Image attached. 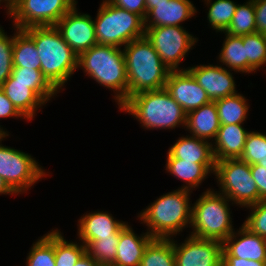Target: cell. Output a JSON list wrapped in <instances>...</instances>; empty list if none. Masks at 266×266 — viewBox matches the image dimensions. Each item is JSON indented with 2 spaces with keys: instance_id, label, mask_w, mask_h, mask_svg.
Returning a JSON list of instances; mask_svg holds the SVG:
<instances>
[{
  "instance_id": "17",
  "label": "cell",
  "mask_w": 266,
  "mask_h": 266,
  "mask_svg": "<svg viewBox=\"0 0 266 266\" xmlns=\"http://www.w3.org/2000/svg\"><path fill=\"white\" fill-rule=\"evenodd\" d=\"M196 7L190 0H169L156 4L144 19L145 27L182 26V22L194 17Z\"/></svg>"
},
{
  "instance_id": "45",
  "label": "cell",
  "mask_w": 266,
  "mask_h": 266,
  "mask_svg": "<svg viewBox=\"0 0 266 266\" xmlns=\"http://www.w3.org/2000/svg\"><path fill=\"white\" fill-rule=\"evenodd\" d=\"M0 194L17 195L8 184L0 177Z\"/></svg>"
},
{
  "instance_id": "32",
  "label": "cell",
  "mask_w": 266,
  "mask_h": 266,
  "mask_svg": "<svg viewBox=\"0 0 266 266\" xmlns=\"http://www.w3.org/2000/svg\"><path fill=\"white\" fill-rule=\"evenodd\" d=\"M208 7L207 20L212 30L225 32L234 16L238 4L232 0H204Z\"/></svg>"
},
{
  "instance_id": "46",
  "label": "cell",
  "mask_w": 266,
  "mask_h": 266,
  "mask_svg": "<svg viewBox=\"0 0 266 266\" xmlns=\"http://www.w3.org/2000/svg\"><path fill=\"white\" fill-rule=\"evenodd\" d=\"M146 1V14L147 12L156 7V4H160L161 2L169 1V0H145Z\"/></svg>"
},
{
  "instance_id": "40",
  "label": "cell",
  "mask_w": 266,
  "mask_h": 266,
  "mask_svg": "<svg viewBox=\"0 0 266 266\" xmlns=\"http://www.w3.org/2000/svg\"><path fill=\"white\" fill-rule=\"evenodd\" d=\"M111 4L123 8L129 12L146 17V1L145 0H108Z\"/></svg>"
},
{
  "instance_id": "23",
  "label": "cell",
  "mask_w": 266,
  "mask_h": 266,
  "mask_svg": "<svg viewBox=\"0 0 266 266\" xmlns=\"http://www.w3.org/2000/svg\"><path fill=\"white\" fill-rule=\"evenodd\" d=\"M168 152L176 159L193 161L198 164H215L212 150V142L195 136H181L168 149Z\"/></svg>"
},
{
  "instance_id": "33",
  "label": "cell",
  "mask_w": 266,
  "mask_h": 266,
  "mask_svg": "<svg viewBox=\"0 0 266 266\" xmlns=\"http://www.w3.org/2000/svg\"><path fill=\"white\" fill-rule=\"evenodd\" d=\"M226 33L233 36H243L257 32L254 0L238 4Z\"/></svg>"
},
{
  "instance_id": "30",
  "label": "cell",
  "mask_w": 266,
  "mask_h": 266,
  "mask_svg": "<svg viewBox=\"0 0 266 266\" xmlns=\"http://www.w3.org/2000/svg\"><path fill=\"white\" fill-rule=\"evenodd\" d=\"M28 254L26 266H55V229L34 242Z\"/></svg>"
},
{
  "instance_id": "42",
  "label": "cell",
  "mask_w": 266,
  "mask_h": 266,
  "mask_svg": "<svg viewBox=\"0 0 266 266\" xmlns=\"http://www.w3.org/2000/svg\"><path fill=\"white\" fill-rule=\"evenodd\" d=\"M222 266H266V261H255L231 256L222 249Z\"/></svg>"
},
{
  "instance_id": "31",
  "label": "cell",
  "mask_w": 266,
  "mask_h": 266,
  "mask_svg": "<svg viewBox=\"0 0 266 266\" xmlns=\"http://www.w3.org/2000/svg\"><path fill=\"white\" fill-rule=\"evenodd\" d=\"M246 51V74L253 73L266 65V35L258 32L243 35Z\"/></svg>"
},
{
  "instance_id": "15",
  "label": "cell",
  "mask_w": 266,
  "mask_h": 266,
  "mask_svg": "<svg viewBox=\"0 0 266 266\" xmlns=\"http://www.w3.org/2000/svg\"><path fill=\"white\" fill-rule=\"evenodd\" d=\"M198 84L207 92L211 101L237 94L236 82L232 70L222 65L200 64L187 67Z\"/></svg>"
},
{
  "instance_id": "26",
  "label": "cell",
  "mask_w": 266,
  "mask_h": 266,
  "mask_svg": "<svg viewBox=\"0 0 266 266\" xmlns=\"http://www.w3.org/2000/svg\"><path fill=\"white\" fill-rule=\"evenodd\" d=\"M13 68H31L41 70L39 54L34 41L17 27H13Z\"/></svg>"
},
{
  "instance_id": "9",
  "label": "cell",
  "mask_w": 266,
  "mask_h": 266,
  "mask_svg": "<svg viewBox=\"0 0 266 266\" xmlns=\"http://www.w3.org/2000/svg\"><path fill=\"white\" fill-rule=\"evenodd\" d=\"M0 138V177L18 195L27 193L40 179L48 176L33 156L21 150L3 146Z\"/></svg>"
},
{
  "instance_id": "7",
  "label": "cell",
  "mask_w": 266,
  "mask_h": 266,
  "mask_svg": "<svg viewBox=\"0 0 266 266\" xmlns=\"http://www.w3.org/2000/svg\"><path fill=\"white\" fill-rule=\"evenodd\" d=\"M97 44L124 47L145 36L144 19L103 0L94 19Z\"/></svg>"
},
{
  "instance_id": "28",
  "label": "cell",
  "mask_w": 266,
  "mask_h": 266,
  "mask_svg": "<svg viewBox=\"0 0 266 266\" xmlns=\"http://www.w3.org/2000/svg\"><path fill=\"white\" fill-rule=\"evenodd\" d=\"M222 48L217 58L228 70L246 73V51L243 46L242 36H233L226 32Z\"/></svg>"
},
{
  "instance_id": "1",
  "label": "cell",
  "mask_w": 266,
  "mask_h": 266,
  "mask_svg": "<svg viewBox=\"0 0 266 266\" xmlns=\"http://www.w3.org/2000/svg\"><path fill=\"white\" fill-rule=\"evenodd\" d=\"M23 31L35 43L42 74L60 93L78 69V55L65 42L55 26H32Z\"/></svg>"
},
{
  "instance_id": "36",
  "label": "cell",
  "mask_w": 266,
  "mask_h": 266,
  "mask_svg": "<svg viewBox=\"0 0 266 266\" xmlns=\"http://www.w3.org/2000/svg\"><path fill=\"white\" fill-rule=\"evenodd\" d=\"M266 157V134L250 131L240 159L249 165L257 164Z\"/></svg>"
},
{
  "instance_id": "41",
  "label": "cell",
  "mask_w": 266,
  "mask_h": 266,
  "mask_svg": "<svg viewBox=\"0 0 266 266\" xmlns=\"http://www.w3.org/2000/svg\"><path fill=\"white\" fill-rule=\"evenodd\" d=\"M252 178L256 182L259 201L266 200V168L258 164L250 165Z\"/></svg>"
},
{
  "instance_id": "38",
  "label": "cell",
  "mask_w": 266,
  "mask_h": 266,
  "mask_svg": "<svg viewBox=\"0 0 266 266\" xmlns=\"http://www.w3.org/2000/svg\"><path fill=\"white\" fill-rule=\"evenodd\" d=\"M249 208V216L243 222L251 233L266 239V200H261L257 204L246 207Z\"/></svg>"
},
{
  "instance_id": "44",
  "label": "cell",
  "mask_w": 266,
  "mask_h": 266,
  "mask_svg": "<svg viewBox=\"0 0 266 266\" xmlns=\"http://www.w3.org/2000/svg\"><path fill=\"white\" fill-rule=\"evenodd\" d=\"M74 266H101L87 252H85Z\"/></svg>"
},
{
  "instance_id": "5",
  "label": "cell",
  "mask_w": 266,
  "mask_h": 266,
  "mask_svg": "<svg viewBox=\"0 0 266 266\" xmlns=\"http://www.w3.org/2000/svg\"><path fill=\"white\" fill-rule=\"evenodd\" d=\"M119 109L131 114L144 129H185L186 113L165 88L130 96Z\"/></svg>"
},
{
  "instance_id": "6",
  "label": "cell",
  "mask_w": 266,
  "mask_h": 266,
  "mask_svg": "<svg viewBox=\"0 0 266 266\" xmlns=\"http://www.w3.org/2000/svg\"><path fill=\"white\" fill-rule=\"evenodd\" d=\"M231 201L222 193L207 189L192 204L189 235L200 239L218 240L222 243L235 231L230 211Z\"/></svg>"
},
{
  "instance_id": "24",
  "label": "cell",
  "mask_w": 266,
  "mask_h": 266,
  "mask_svg": "<svg viewBox=\"0 0 266 266\" xmlns=\"http://www.w3.org/2000/svg\"><path fill=\"white\" fill-rule=\"evenodd\" d=\"M16 109L31 121L45 104L33 91L32 84L3 83L0 87Z\"/></svg>"
},
{
  "instance_id": "49",
  "label": "cell",
  "mask_w": 266,
  "mask_h": 266,
  "mask_svg": "<svg viewBox=\"0 0 266 266\" xmlns=\"http://www.w3.org/2000/svg\"><path fill=\"white\" fill-rule=\"evenodd\" d=\"M5 134L0 130V138H2Z\"/></svg>"
},
{
  "instance_id": "8",
  "label": "cell",
  "mask_w": 266,
  "mask_h": 266,
  "mask_svg": "<svg viewBox=\"0 0 266 266\" xmlns=\"http://www.w3.org/2000/svg\"><path fill=\"white\" fill-rule=\"evenodd\" d=\"M214 176L220 188L234 205L248 207L259 202V192L250 165L240 158L216 161Z\"/></svg>"
},
{
  "instance_id": "43",
  "label": "cell",
  "mask_w": 266,
  "mask_h": 266,
  "mask_svg": "<svg viewBox=\"0 0 266 266\" xmlns=\"http://www.w3.org/2000/svg\"><path fill=\"white\" fill-rule=\"evenodd\" d=\"M257 32L266 35V0H254Z\"/></svg>"
},
{
  "instance_id": "48",
  "label": "cell",
  "mask_w": 266,
  "mask_h": 266,
  "mask_svg": "<svg viewBox=\"0 0 266 266\" xmlns=\"http://www.w3.org/2000/svg\"><path fill=\"white\" fill-rule=\"evenodd\" d=\"M257 164L266 168V157L263 159V161H259Z\"/></svg>"
},
{
  "instance_id": "20",
  "label": "cell",
  "mask_w": 266,
  "mask_h": 266,
  "mask_svg": "<svg viewBox=\"0 0 266 266\" xmlns=\"http://www.w3.org/2000/svg\"><path fill=\"white\" fill-rule=\"evenodd\" d=\"M248 133L243 124L220 125L217 136L212 142L215 162L240 158Z\"/></svg>"
},
{
  "instance_id": "10",
  "label": "cell",
  "mask_w": 266,
  "mask_h": 266,
  "mask_svg": "<svg viewBox=\"0 0 266 266\" xmlns=\"http://www.w3.org/2000/svg\"><path fill=\"white\" fill-rule=\"evenodd\" d=\"M78 2L76 0H16L6 11L13 26H55Z\"/></svg>"
},
{
  "instance_id": "22",
  "label": "cell",
  "mask_w": 266,
  "mask_h": 266,
  "mask_svg": "<svg viewBox=\"0 0 266 266\" xmlns=\"http://www.w3.org/2000/svg\"><path fill=\"white\" fill-rule=\"evenodd\" d=\"M167 172L170 175L185 182L183 187L178 189H185L193 191L198 188L208 175L214 174L215 164H198L193 161H184L174 158L169 152L167 153V160L165 165Z\"/></svg>"
},
{
  "instance_id": "18",
  "label": "cell",
  "mask_w": 266,
  "mask_h": 266,
  "mask_svg": "<svg viewBox=\"0 0 266 266\" xmlns=\"http://www.w3.org/2000/svg\"><path fill=\"white\" fill-rule=\"evenodd\" d=\"M223 248L234 257L266 261V239L251 233L243 225L228 236L223 242Z\"/></svg>"
},
{
  "instance_id": "35",
  "label": "cell",
  "mask_w": 266,
  "mask_h": 266,
  "mask_svg": "<svg viewBox=\"0 0 266 266\" xmlns=\"http://www.w3.org/2000/svg\"><path fill=\"white\" fill-rule=\"evenodd\" d=\"M119 236L99 237L87 243L86 252L101 266H111L116 257Z\"/></svg>"
},
{
  "instance_id": "2",
  "label": "cell",
  "mask_w": 266,
  "mask_h": 266,
  "mask_svg": "<svg viewBox=\"0 0 266 266\" xmlns=\"http://www.w3.org/2000/svg\"><path fill=\"white\" fill-rule=\"evenodd\" d=\"M123 48L96 44L78 55V67L96 83L113 90L120 107L128 98V77Z\"/></svg>"
},
{
  "instance_id": "3",
  "label": "cell",
  "mask_w": 266,
  "mask_h": 266,
  "mask_svg": "<svg viewBox=\"0 0 266 266\" xmlns=\"http://www.w3.org/2000/svg\"><path fill=\"white\" fill-rule=\"evenodd\" d=\"M190 193L192 191L185 189L165 193L138 214V219L146 224L147 232L153 238L176 237L191 226Z\"/></svg>"
},
{
  "instance_id": "14",
  "label": "cell",
  "mask_w": 266,
  "mask_h": 266,
  "mask_svg": "<svg viewBox=\"0 0 266 266\" xmlns=\"http://www.w3.org/2000/svg\"><path fill=\"white\" fill-rule=\"evenodd\" d=\"M165 89L186 114L211 102L207 92L188 70L170 71Z\"/></svg>"
},
{
  "instance_id": "29",
  "label": "cell",
  "mask_w": 266,
  "mask_h": 266,
  "mask_svg": "<svg viewBox=\"0 0 266 266\" xmlns=\"http://www.w3.org/2000/svg\"><path fill=\"white\" fill-rule=\"evenodd\" d=\"M139 266H175L174 237L153 238L147 245Z\"/></svg>"
},
{
  "instance_id": "37",
  "label": "cell",
  "mask_w": 266,
  "mask_h": 266,
  "mask_svg": "<svg viewBox=\"0 0 266 266\" xmlns=\"http://www.w3.org/2000/svg\"><path fill=\"white\" fill-rule=\"evenodd\" d=\"M13 42L14 35L8 36L0 26V87L13 70Z\"/></svg>"
},
{
  "instance_id": "12",
  "label": "cell",
  "mask_w": 266,
  "mask_h": 266,
  "mask_svg": "<svg viewBox=\"0 0 266 266\" xmlns=\"http://www.w3.org/2000/svg\"><path fill=\"white\" fill-rule=\"evenodd\" d=\"M174 240L175 266H222L223 243L189 235L182 243Z\"/></svg>"
},
{
  "instance_id": "19",
  "label": "cell",
  "mask_w": 266,
  "mask_h": 266,
  "mask_svg": "<svg viewBox=\"0 0 266 266\" xmlns=\"http://www.w3.org/2000/svg\"><path fill=\"white\" fill-rule=\"evenodd\" d=\"M152 239L148 232L135 234L127 222L120 231L115 261L111 266H139L144 251Z\"/></svg>"
},
{
  "instance_id": "34",
  "label": "cell",
  "mask_w": 266,
  "mask_h": 266,
  "mask_svg": "<svg viewBox=\"0 0 266 266\" xmlns=\"http://www.w3.org/2000/svg\"><path fill=\"white\" fill-rule=\"evenodd\" d=\"M60 230L55 229V266H74L86 252V246L64 239Z\"/></svg>"
},
{
  "instance_id": "47",
  "label": "cell",
  "mask_w": 266,
  "mask_h": 266,
  "mask_svg": "<svg viewBox=\"0 0 266 266\" xmlns=\"http://www.w3.org/2000/svg\"><path fill=\"white\" fill-rule=\"evenodd\" d=\"M16 0H0V3L3 4L5 3L4 7L7 10Z\"/></svg>"
},
{
  "instance_id": "39",
  "label": "cell",
  "mask_w": 266,
  "mask_h": 266,
  "mask_svg": "<svg viewBox=\"0 0 266 266\" xmlns=\"http://www.w3.org/2000/svg\"><path fill=\"white\" fill-rule=\"evenodd\" d=\"M15 117L25 119L27 121V119L16 109L13 103L8 99V97L0 88V119ZM0 130L7 135L9 133L8 131H5V129H3L1 125Z\"/></svg>"
},
{
  "instance_id": "11",
  "label": "cell",
  "mask_w": 266,
  "mask_h": 266,
  "mask_svg": "<svg viewBox=\"0 0 266 266\" xmlns=\"http://www.w3.org/2000/svg\"><path fill=\"white\" fill-rule=\"evenodd\" d=\"M145 36L151 42L163 63L170 71L185 70L179 67L182 60L198 42L183 26L145 27ZM182 68V69H181Z\"/></svg>"
},
{
  "instance_id": "4",
  "label": "cell",
  "mask_w": 266,
  "mask_h": 266,
  "mask_svg": "<svg viewBox=\"0 0 266 266\" xmlns=\"http://www.w3.org/2000/svg\"><path fill=\"white\" fill-rule=\"evenodd\" d=\"M128 77V97L165 88L170 70L146 36L123 47Z\"/></svg>"
},
{
  "instance_id": "25",
  "label": "cell",
  "mask_w": 266,
  "mask_h": 266,
  "mask_svg": "<svg viewBox=\"0 0 266 266\" xmlns=\"http://www.w3.org/2000/svg\"><path fill=\"white\" fill-rule=\"evenodd\" d=\"M4 83L32 84V91L46 104L59 93L44 77L41 70L13 68L11 76Z\"/></svg>"
},
{
  "instance_id": "16",
  "label": "cell",
  "mask_w": 266,
  "mask_h": 266,
  "mask_svg": "<svg viewBox=\"0 0 266 266\" xmlns=\"http://www.w3.org/2000/svg\"><path fill=\"white\" fill-rule=\"evenodd\" d=\"M127 223L116 220L108 211L86 213L78 220V240L86 245L99 237L120 236V231Z\"/></svg>"
},
{
  "instance_id": "13",
  "label": "cell",
  "mask_w": 266,
  "mask_h": 266,
  "mask_svg": "<svg viewBox=\"0 0 266 266\" xmlns=\"http://www.w3.org/2000/svg\"><path fill=\"white\" fill-rule=\"evenodd\" d=\"M55 27L77 55L97 44L93 18L87 13L78 12L76 5L57 22Z\"/></svg>"
},
{
  "instance_id": "27",
  "label": "cell",
  "mask_w": 266,
  "mask_h": 266,
  "mask_svg": "<svg viewBox=\"0 0 266 266\" xmlns=\"http://www.w3.org/2000/svg\"><path fill=\"white\" fill-rule=\"evenodd\" d=\"M247 100L240 93L215 100L220 125L244 124L250 107Z\"/></svg>"
},
{
  "instance_id": "21",
  "label": "cell",
  "mask_w": 266,
  "mask_h": 266,
  "mask_svg": "<svg viewBox=\"0 0 266 266\" xmlns=\"http://www.w3.org/2000/svg\"><path fill=\"white\" fill-rule=\"evenodd\" d=\"M185 128L190 136L213 142L220 128L215 101L187 113Z\"/></svg>"
}]
</instances>
